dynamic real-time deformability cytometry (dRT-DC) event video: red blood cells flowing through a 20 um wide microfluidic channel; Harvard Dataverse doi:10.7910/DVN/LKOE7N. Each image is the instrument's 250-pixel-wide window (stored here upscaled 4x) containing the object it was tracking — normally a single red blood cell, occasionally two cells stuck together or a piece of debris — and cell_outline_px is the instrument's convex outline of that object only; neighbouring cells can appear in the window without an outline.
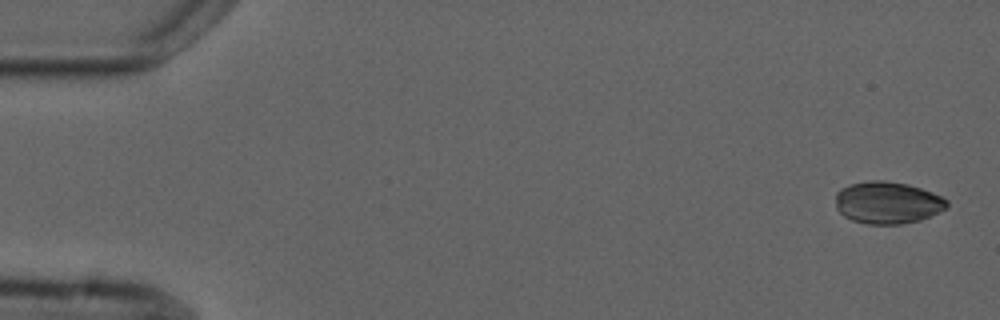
{"species": "common noctule bat (a hibernating species)", "species_latin": "Nyctalus noctula", "temperature_condition": "cold", "stored_images_in_passage": 5, "camera_frame_rate_fps": 3000, "um_per_image_px": 0.085, "animal": {"sex": "male", "forearm_length_mm": 52.5}, "frame": {"image": 1, "passage_image": 1, "time_ms": 0.0, "image_size_px": [1000, 320], "cell_outline_px": [[948, 208], [920, 220], [900, 224], [868, 224], [852, 220], [844, 216], [836, 208], [836, 192], [840, 188], [852, 184], [868, 180], [884, 180], [908, 184], [932, 192], [948, 200]], "centroid_in_image_um": [75.44, 17.22], "position_along_channel_um": 9.6, "area_um2": 27.4}}
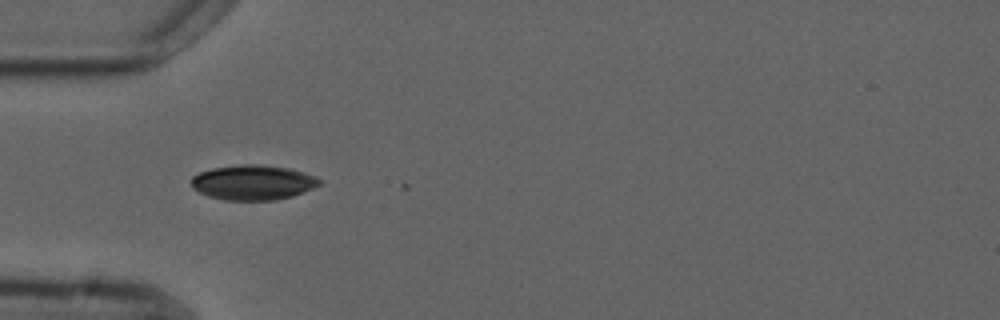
{"frame": {"image": 2, "passage_image": 4, "time_ms": 5.0, "image_size_px": [1000, 320], "cell_outline_px": [[320, 184], [312, 188], [292, 196], [276, 200], [224, 200], [208, 196], [192, 188], [192, 176], [200, 172], [212, 168], [240, 164], [260, 164], [288, 168], [304, 172], [316, 176], [320, 180]], "centroid_in_image_um": [21.49, 15.5], "position_along_channel_um": 63.5, "area_um2": 26.07}}